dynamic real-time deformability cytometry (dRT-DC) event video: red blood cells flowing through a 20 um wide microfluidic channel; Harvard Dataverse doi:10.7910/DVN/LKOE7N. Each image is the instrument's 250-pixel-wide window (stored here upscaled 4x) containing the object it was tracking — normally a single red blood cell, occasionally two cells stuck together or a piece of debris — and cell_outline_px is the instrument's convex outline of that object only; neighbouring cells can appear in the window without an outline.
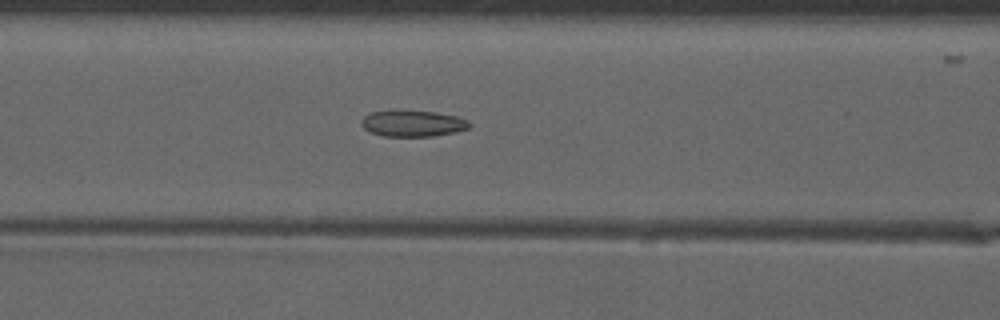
{"species": "common noctule bat (a hibernating species)", "species_latin": "Nyctalus noctula", "temperature_condition": "warm", "stored_images_in_passage": 46, "camera_frame_rate_fps": 3000, "um_per_image_px": 0.085, "animal": {"sex": "male", "forearm_length_mm": 52.5}, "frame": {"image": 1, "passage_image": 17, "time_ms": 5.333, "image_size_px": [1000, 320], "cell_outline_px": [[472, 124], [468, 128], [456, 132], [432, 136], [384, 136], [368, 132], [360, 124], [360, 120], [364, 116], [372, 112], [388, 108], [396, 108], [436, 112], [456, 116], [468, 120]], "centroid_in_image_um": [35.02, 10.45], "position_along_channel_um": 131.6, "area_um2": 17.22}}
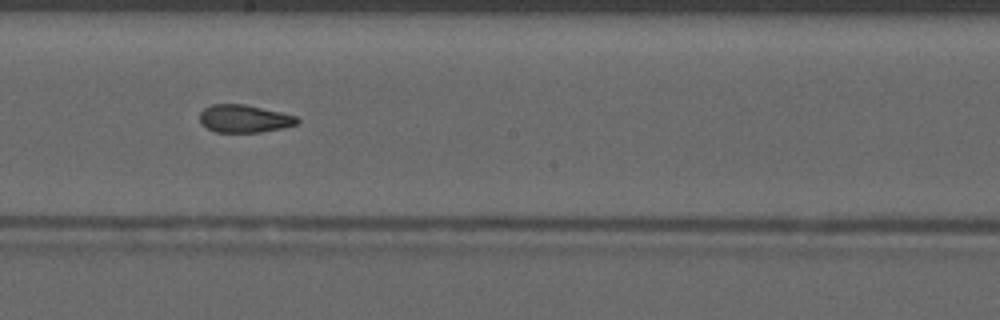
{"frame": {"image": 2, "passage_image": 24, "time_ms": 7.667, "image_size_px": [1000, 320], "cell_outline_px": [[300, 120], [296, 124], [280, 128], [260, 132], [216, 132], [208, 128], [200, 120], [200, 112], [204, 108], [212, 104], [244, 104], [280, 112], [296, 116]], "centroid_in_image_um": [20.75, 10.08], "position_along_channel_um": 227.4, "area_um2": 15.49}}
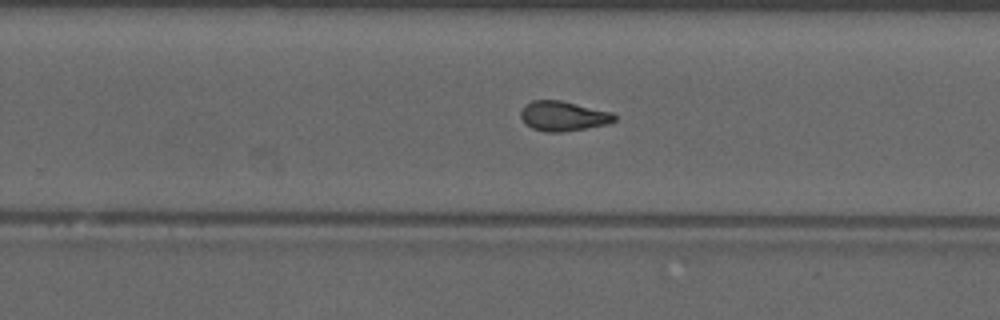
{"frame": {"image": 3, "passage_image": 28, "time_ms": 9.0, "image_size_px": [1000, 320], "cell_outline_px": [[616, 120], [608, 124], [564, 132], [544, 132], [532, 128], [520, 116], [520, 108], [524, 104], [532, 100], [560, 100], [612, 112], [616, 116]], "centroid_in_image_um": [47.86, 9.86], "position_along_channel_um": 281.9, "area_um2": 16.36}, "authors_computed_cell_mechanics": {"area_um2": 16.3863, "velocity_mm_per_s": 4.1156, "shape_relaxation_time_tau1_ms": null, "shape_relaxation_time_tau2_ms": 1.8723, "deformation_change_tau1": null, "deformation_change_tau2": 0.0954}}